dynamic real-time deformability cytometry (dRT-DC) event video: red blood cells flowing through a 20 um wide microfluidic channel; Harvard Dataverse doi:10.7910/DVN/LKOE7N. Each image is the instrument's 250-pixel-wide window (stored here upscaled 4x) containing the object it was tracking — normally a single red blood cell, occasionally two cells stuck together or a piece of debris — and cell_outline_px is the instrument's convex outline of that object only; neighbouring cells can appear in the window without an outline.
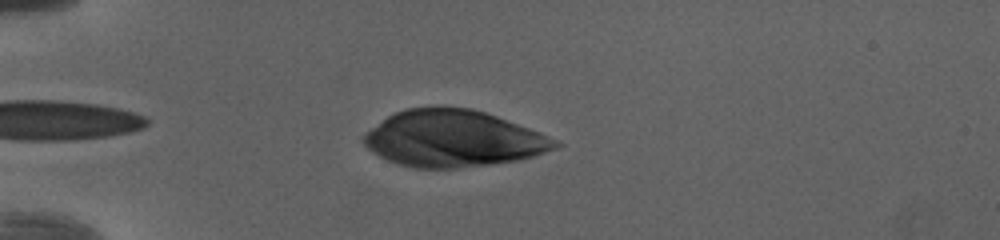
{"species": "human", "species_latin": "Homo sapiens", "temperature_condition": "cold", "stored_images_in_passage": 17, "camera_frame_rate_fps": 3000, "um_per_image_px": 0.085, "donor": {"sex": "female"}, "frame": {"image": 1, "passage_image": 4, "time_ms": 1.0, "image_size_px": [1000, 240], "cell_outline_px": [[564, 144], [560, 148], [520, 160], [456, 168], [412, 168], [388, 160], [372, 152], [360, 140], [364, 132], [388, 116], [404, 108], [472, 108], [496, 116], [540, 132]], "centroid_in_image_um": [38.53, 11.79], "position_along_channel_um": 46.5, "area_um2": 62.89}}
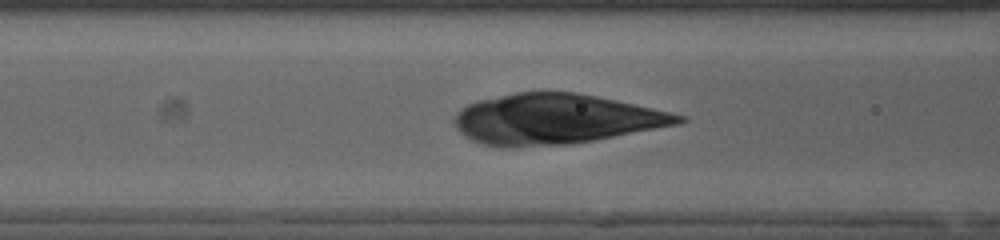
{"frame": {"image": 2, "passage_image": 12, "time_ms": 3.667, "image_size_px": [1000, 240], "cell_outline_px": [[688, 120], [680, 124], [596, 140], [568, 144], [484, 144], [472, 140], [460, 132], [456, 128], [456, 116], [460, 108], [468, 104], [480, 100], [516, 92], [576, 92], [616, 100], [652, 108], [684, 116]], "centroid_in_image_um": [47.28, 10.09], "position_along_channel_um": 119.3, "area_um2": 63.98}}
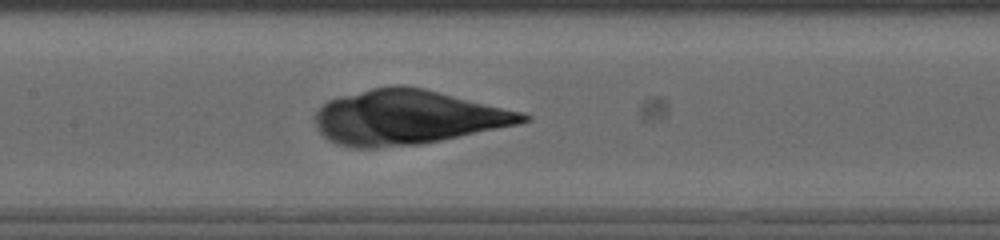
{"frame": {"image": 3, "passage_image": 16, "time_ms": 5.0, "image_size_px": [1000, 240], "cell_outline_px": [[532, 120], [520, 124], [420, 144], [372, 148], [356, 148], [336, 144], [328, 140], [320, 132], [316, 124], [316, 112], [328, 100], [340, 96], [372, 88], [424, 88], [524, 112], [532, 116]], "centroid_in_image_um": [34.68, 9.99], "position_along_channel_um": 172.7, "area_um2": 65.14}}